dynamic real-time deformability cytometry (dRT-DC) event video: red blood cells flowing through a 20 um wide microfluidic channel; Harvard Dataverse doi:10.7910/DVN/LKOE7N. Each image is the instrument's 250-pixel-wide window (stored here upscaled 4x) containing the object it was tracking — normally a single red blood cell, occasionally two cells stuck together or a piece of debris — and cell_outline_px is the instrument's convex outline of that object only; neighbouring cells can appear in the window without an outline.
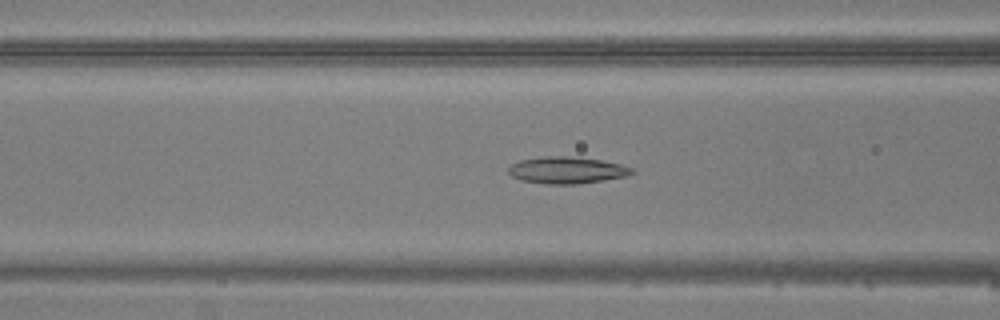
{"species": "common noctule bat (a hibernating species)", "species_latin": "Nyctalus noctula", "temperature_condition": "warm", "stored_images_in_passage": 48, "camera_frame_rate_fps": 3000, "um_per_image_px": 0.085, "animal": {"sex": "male", "body_mass_g": 20.5, "forearm_length_mm": 52.5}, "frame": {"image": 1, "passage_image": 20, "time_ms": 6.333, "image_size_px": [1000, 320], "cell_outline_px": [[636, 172], [628, 176], [604, 180], [576, 184], [544, 184], [520, 180], [512, 176], [508, 172], [508, 168], [512, 164], [520, 160], [544, 156], [568, 156], [600, 160], [620, 164], [632, 168]], "centroid_in_image_um": [48.18, 14.47], "position_along_channel_um": 118.4, "area_um2": 19.31}}
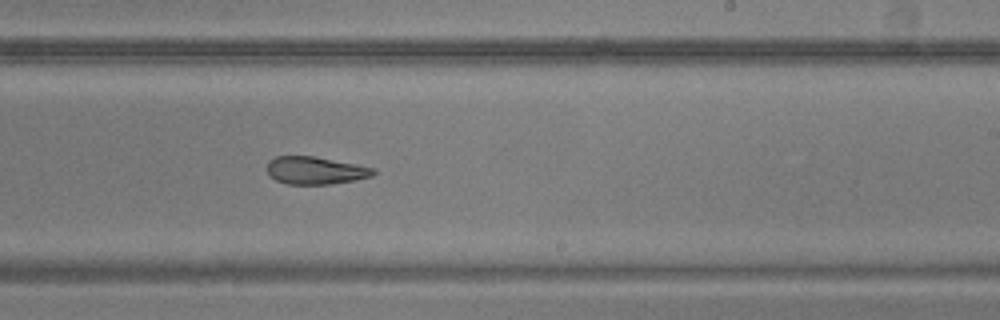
{"frame": {"image": 2, "passage_image": 30, "time_ms": 9.667, "image_size_px": [1000, 320], "cell_outline_px": [[376, 172], [372, 176], [356, 180], [332, 184], [288, 184], [276, 180], [268, 172], [268, 160], [276, 156], [312, 156], [356, 164], [376, 168]], "centroid_in_image_um": [26.84, 14.49], "position_along_channel_um": 262.2, "area_um2": 17.05}}
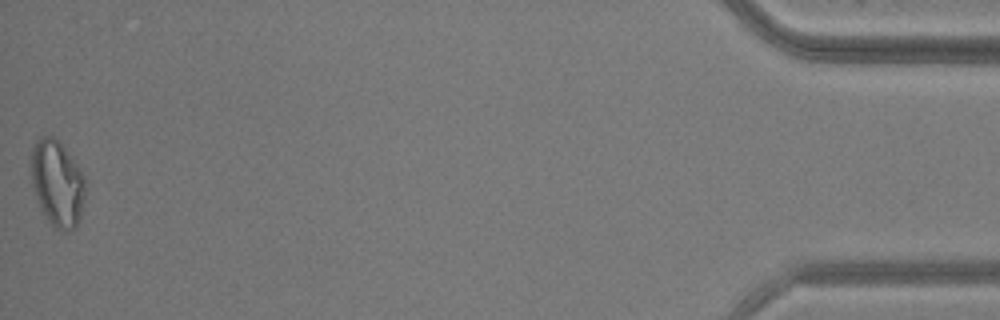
{"frame": {"image": 3, "passage_image": 48, "time_ms": 15.667, "image_size_px": [1000, 320], "cell_outline_px": [[84, 200], [80, 220], [72, 228], [60, 232], [52, 228], [40, 208], [32, 184], [28, 160], [32, 148], [36, 140], [40, 136], [52, 136], [64, 148], [76, 164], [84, 176]], "centroid_in_image_um": [4.82, 15.59], "position_along_channel_um": 430.4, "area_um2": 27.4}}